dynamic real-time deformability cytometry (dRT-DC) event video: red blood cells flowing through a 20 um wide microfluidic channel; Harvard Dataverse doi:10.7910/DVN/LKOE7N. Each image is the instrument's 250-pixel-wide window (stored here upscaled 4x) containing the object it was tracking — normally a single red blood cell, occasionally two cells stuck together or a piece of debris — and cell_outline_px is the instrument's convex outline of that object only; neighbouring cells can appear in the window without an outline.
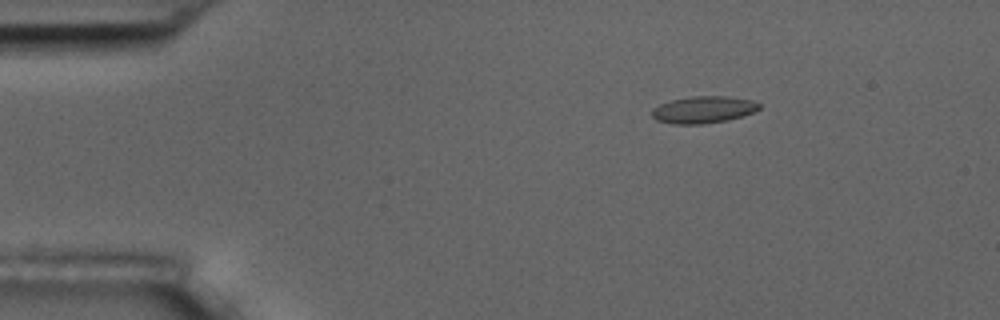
{"species": "common noctule bat (a hibernating species)", "species_latin": "Nyctalus noctula", "temperature_condition": "room temperature", "stored_images_in_passage": 3, "camera_frame_rate_fps": 3000, "um_per_image_px": 0.085, "animal": {"sex": "male", "body_mass_g": 17.5, "forearm_length_mm": 52.3}, "frame": {"image": 1, "passage_image": 1, "time_ms": 0.0, "image_size_px": [1000, 320], "cell_outline_px": [[760, 108], [752, 112], [728, 120], [704, 124], [672, 124], [656, 120], [652, 116], [652, 108], [660, 104], [672, 100], [692, 96], [728, 96], [752, 100], [760, 104]], "centroid_in_image_um": [59.76, 9.32], "position_along_channel_um": 25.2, "area_um2": 16.82}}